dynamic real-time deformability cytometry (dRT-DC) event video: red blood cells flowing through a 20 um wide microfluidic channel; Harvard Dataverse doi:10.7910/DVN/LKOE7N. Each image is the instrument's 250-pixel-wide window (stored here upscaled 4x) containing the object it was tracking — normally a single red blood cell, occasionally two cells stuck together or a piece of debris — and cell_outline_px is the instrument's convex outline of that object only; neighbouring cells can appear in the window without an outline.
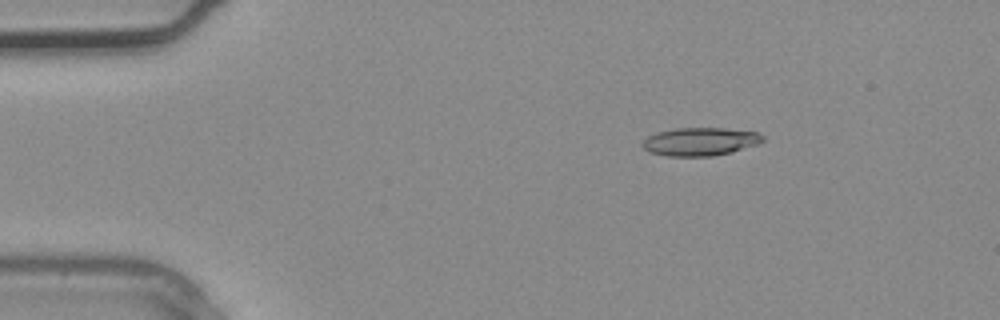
{"species": "common noctule bat (a hibernating species)", "species_latin": "Nyctalus noctula", "temperature_condition": "warm", "stored_images_in_passage": 3, "camera_frame_rate_fps": 3000, "um_per_image_px": 0.085, "animal": {"sex": "male", "body_mass_g": 20.4}, "frame": {"image": 1, "passage_image": 2, "time_ms": 0.333, "image_size_px": [1000, 320], "cell_outline_px": [[764, 140], [760, 144], [732, 152], [712, 156], [668, 156], [648, 152], [640, 144], [648, 136], [656, 132], [676, 128], [724, 128], [756, 132], [764, 136]], "centroid_in_image_um": [59.52, 12.04], "position_along_channel_um": 25.5, "area_um2": 19.88}}